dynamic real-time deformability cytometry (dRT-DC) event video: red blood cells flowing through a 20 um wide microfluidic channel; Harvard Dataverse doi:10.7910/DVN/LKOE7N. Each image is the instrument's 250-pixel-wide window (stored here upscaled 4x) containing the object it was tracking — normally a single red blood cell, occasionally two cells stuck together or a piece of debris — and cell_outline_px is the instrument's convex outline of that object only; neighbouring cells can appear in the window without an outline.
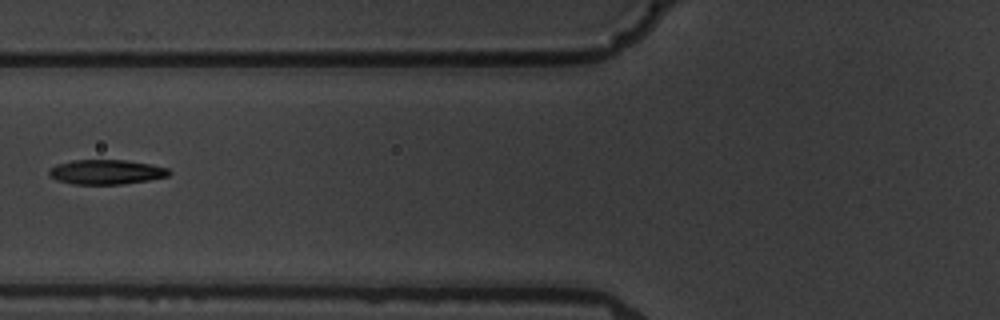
{"species": "common noctule bat (a hibernating species)", "species_latin": "Nyctalus noctula", "temperature_condition": "warm", "stored_images_in_passage": 7, "camera_frame_rate_fps": 3000, "um_per_image_px": 0.085, "animal": {"sex": "male", "body_mass_g": 19.5, "forearm_length_mm": 54.6}, "frame": {"image": 1, "passage_image": 7, "time_ms": 6.667, "image_size_px": [1000, 320], "cell_outline_px": [[172, 172], [168, 176], [148, 180], [124, 184], [72, 184], [56, 180], [48, 176], [48, 172], [56, 164], [72, 160], [128, 160], [152, 164], [168, 168]], "centroid_in_image_um": [9.03, 14.61], "position_along_channel_um": 116.8, "area_um2": 17.4}}